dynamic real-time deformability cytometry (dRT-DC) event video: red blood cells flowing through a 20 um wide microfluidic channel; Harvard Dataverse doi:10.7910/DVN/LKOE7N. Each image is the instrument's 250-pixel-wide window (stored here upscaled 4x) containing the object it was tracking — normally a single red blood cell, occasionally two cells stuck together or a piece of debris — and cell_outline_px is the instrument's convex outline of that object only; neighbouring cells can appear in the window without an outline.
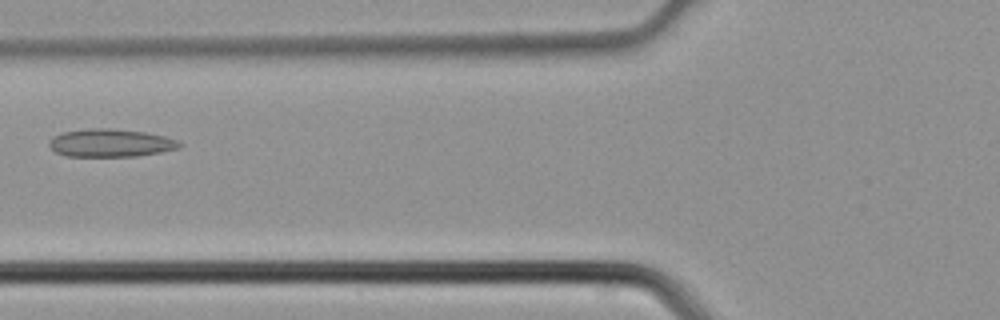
{"species": "common noctule bat (a hibernating species)", "species_latin": "Nyctalus noctula", "temperature_condition": "cold", "stored_images_in_passage": 5, "camera_frame_rate_fps": 3000, "um_per_image_px": 0.085, "animal": {"sex": "male", "body_mass_g": 21.5, "forearm_length_mm": 52.0}, "frame": {"image": 1, "passage_image": 5, "time_ms": 1.333, "image_size_px": [1000, 320], "cell_outline_px": [[184, 144], [180, 148], [160, 152], [136, 156], [64, 156], [56, 152], [48, 144], [48, 140], [52, 136], [64, 132], [88, 128], [112, 128], [144, 132], [164, 136], [176, 140]], "centroid_in_image_um": [9.38, 12.15], "position_along_channel_um": 116.4, "area_um2": 21.27}}